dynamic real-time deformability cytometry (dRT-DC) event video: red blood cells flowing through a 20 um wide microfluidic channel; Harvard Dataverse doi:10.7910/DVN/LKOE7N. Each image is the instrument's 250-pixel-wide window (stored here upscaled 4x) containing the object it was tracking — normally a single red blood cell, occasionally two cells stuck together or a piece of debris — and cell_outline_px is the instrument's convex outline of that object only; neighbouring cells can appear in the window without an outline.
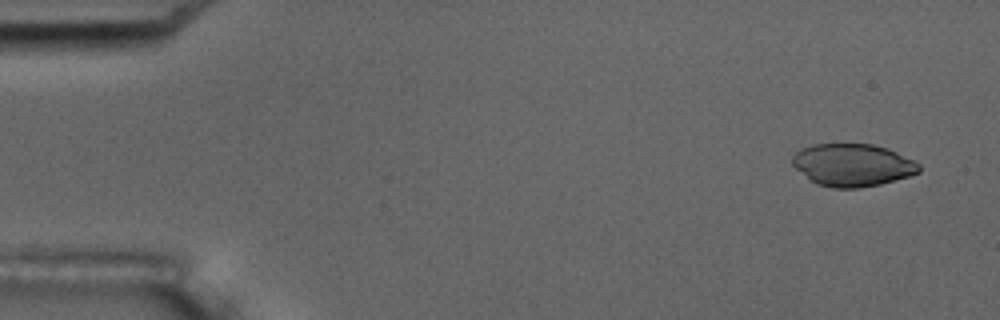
{"species": "common noctule bat (a hibernating species)", "species_latin": "Nyctalus noctula", "temperature_condition": "room temperature", "stored_images_in_passage": 5, "camera_frame_rate_fps": 3000, "um_per_image_px": 0.085, "animal": {"sex": "male", "body_mass_g": 17.5, "forearm_length_mm": 52.3}, "frame": {"image": 1, "passage_image": 1, "time_ms": 0.0, "image_size_px": [1000, 320], "cell_outline_px": [[920, 172], [908, 176], [880, 184], [860, 188], [832, 188], [816, 184], [796, 168], [792, 164], [792, 156], [800, 148], [812, 144], [872, 144], [888, 148], [920, 164]], "centroid_in_image_um": [72.45, 14.02], "position_along_channel_um": 12.6, "area_um2": 31.33}}